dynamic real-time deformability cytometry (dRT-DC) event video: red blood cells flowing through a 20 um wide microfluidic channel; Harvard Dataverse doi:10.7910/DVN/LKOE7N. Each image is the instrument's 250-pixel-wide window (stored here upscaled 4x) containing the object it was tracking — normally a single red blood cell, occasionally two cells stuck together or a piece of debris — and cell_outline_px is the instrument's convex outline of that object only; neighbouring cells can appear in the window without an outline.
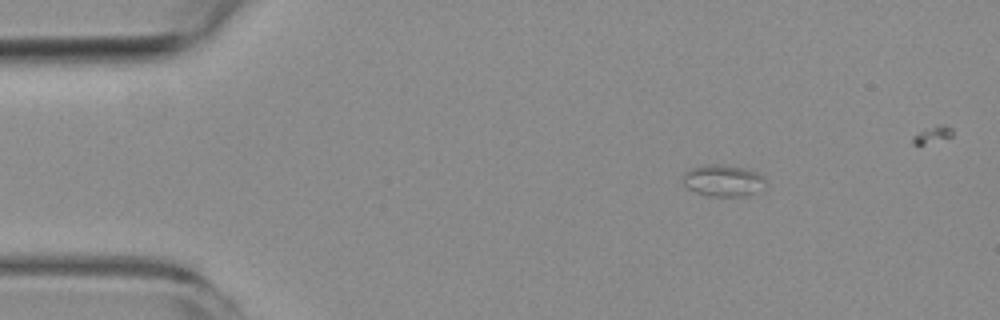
{"species": "common noctule bat (a hibernating species)", "species_latin": "Nyctalus noctula", "temperature_condition": "room temperature", "stored_images_in_passage": 4, "camera_frame_rate_fps": 3000, "um_per_image_px": 0.085, "animal": {"sex": "female", "body_mass_g": 19.3, "forearm_length_mm": 54.1}, "frame": {"image": 1, "passage_image": 2, "time_ms": 1.0, "image_size_px": [1000, 320], "cell_outline_px": [[768, 188], [744, 196], [708, 196], [696, 192], [688, 188], [684, 184], [684, 172], [700, 164], [724, 164], [748, 168], [764, 176], [768, 184]], "centroid_in_image_um": [61.54, 15.33], "position_along_channel_um": 23.5, "area_um2": 15.72}}